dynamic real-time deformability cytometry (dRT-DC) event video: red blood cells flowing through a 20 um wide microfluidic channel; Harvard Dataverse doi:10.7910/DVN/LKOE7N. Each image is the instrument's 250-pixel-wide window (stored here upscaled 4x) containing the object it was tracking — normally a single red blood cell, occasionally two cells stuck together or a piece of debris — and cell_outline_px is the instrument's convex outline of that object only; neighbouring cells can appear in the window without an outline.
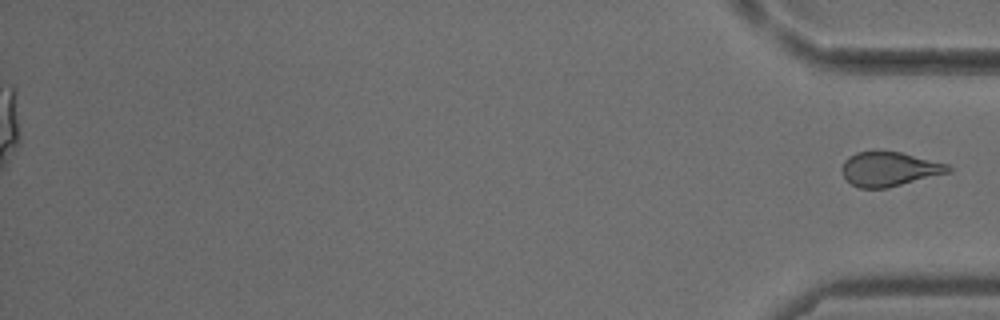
{"species": "common noctule bat (a hibernating species)", "species_latin": "Nyctalus noctula", "temperature_condition": "cold", "stored_images_in_passage": 37, "segment_of_instrument_passage": [2, 2], "camera_frame_rate_fps": 3000, "um_per_image_px": 0.085, "animal": {"sex": "male", "body_mass_g": 18.8}, "frame": {"image": 1, "passage_image": 37, "time_ms": 12.0, "image_size_px": [1000, 320], "cell_outline_px": [[952, 172], [884, 188], [860, 188], [852, 184], [844, 176], [844, 160], [848, 156], [856, 152], [900, 152], [948, 164], [952, 168]], "centroid_in_image_um": [75.63, 14.37], "position_along_channel_um": 359.6, "area_um2": 20.81}}